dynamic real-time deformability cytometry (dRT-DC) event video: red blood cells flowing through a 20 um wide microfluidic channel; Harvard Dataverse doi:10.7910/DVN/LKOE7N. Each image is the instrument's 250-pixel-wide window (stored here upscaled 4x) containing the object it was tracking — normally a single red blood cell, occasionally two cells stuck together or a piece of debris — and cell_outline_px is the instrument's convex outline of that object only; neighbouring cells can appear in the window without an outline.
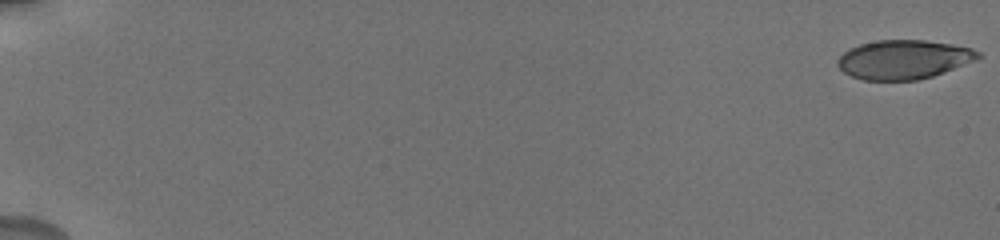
{"species": "human", "species_latin": "Homo sapiens", "temperature_condition": "cold", "stored_images_in_passage": 16, "camera_frame_rate_fps": 3000, "um_per_image_px": 0.085, "donor": {"sex": "male"}, "frame": {"image": 1, "passage_image": 1, "time_ms": 0.0, "image_size_px": [1000, 240], "cell_outline_px": [[984, 56], [980, 60], [932, 76], [916, 80], [864, 80], [852, 76], [844, 72], [836, 64], [836, 60], [844, 52], [860, 44], [876, 40], [924, 40], [952, 44], [972, 48], [980, 52]], "centroid_in_image_um": [76.88, 5.05], "position_along_channel_um": 8.1, "area_um2": 32.19}}
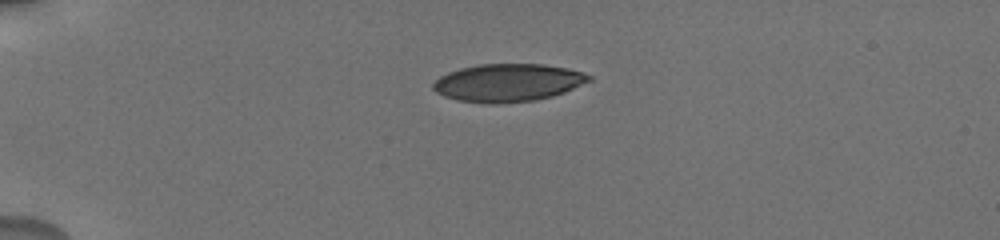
{"frame": {"image": 2, "passage_image": 14, "time_ms": 5.0, "image_size_px": [1000, 240], "cell_outline_px": [[592, 80], [564, 92], [552, 96], [536, 100], [500, 104], [488, 104], [456, 100], [444, 96], [436, 92], [432, 88], [432, 84], [440, 76], [448, 72], [460, 68], [480, 64], [540, 64], [568, 68], [592, 76]], "centroid_in_image_um": [43.15, 7.04], "position_along_channel_um": 41.9, "area_um2": 34.45}}